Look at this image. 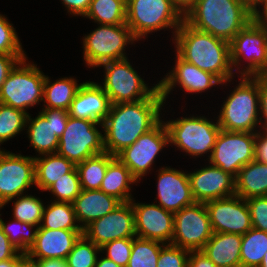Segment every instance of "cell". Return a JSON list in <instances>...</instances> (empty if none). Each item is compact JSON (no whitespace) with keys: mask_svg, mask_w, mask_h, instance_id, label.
I'll return each mask as SVG.
<instances>
[{"mask_svg":"<svg viewBox=\"0 0 267 267\" xmlns=\"http://www.w3.org/2000/svg\"><path fill=\"white\" fill-rule=\"evenodd\" d=\"M165 104L159 88L149 98L138 102L111 104L102 123L105 152L116 156L154 128L164 117L161 115Z\"/></svg>","mask_w":267,"mask_h":267,"instance_id":"1","label":"cell"},{"mask_svg":"<svg viewBox=\"0 0 267 267\" xmlns=\"http://www.w3.org/2000/svg\"><path fill=\"white\" fill-rule=\"evenodd\" d=\"M172 43L183 60L199 69L215 75L222 83L236 76L230 61V44L182 22L176 31Z\"/></svg>","mask_w":267,"mask_h":267,"instance_id":"2","label":"cell"},{"mask_svg":"<svg viewBox=\"0 0 267 267\" xmlns=\"http://www.w3.org/2000/svg\"><path fill=\"white\" fill-rule=\"evenodd\" d=\"M252 19L240 0H197L184 16L193 28L230 42Z\"/></svg>","mask_w":267,"mask_h":267,"instance_id":"3","label":"cell"},{"mask_svg":"<svg viewBox=\"0 0 267 267\" xmlns=\"http://www.w3.org/2000/svg\"><path fill=\"white\" fill-rule=\"evenodd\" d=\"M238 84L230 90L223 104L217 122L221 129L235 132L257 133L260 123V91L253 76H237ZM259 128V129H257Z\"/></svg>","mask_w":267,"mask_h":267,"instance_id":"4","label":"cell"},{"mask_svg":"<svg viewBox=\"0 0 267 267\" xmlns=\"http://www.w3.org/2000/svg\"><path fill=\"white\" fill-rule=\"evenodd\" d=\"M213 120L205 115L190 114L189 117L186 115L164 121L170 146H175L193 158L205 157L208 154L206 159L208 160L221 130L217 118Z\"/></svg>","mask_w":267,"mask_h":267,"instance_id":"5","label":"cell"},{"mask_svg":"<svg viewBox=\"0 0 267 267\" xmlns=\"http://www.w3.org/2000/svg\"><path fill=\"white\" fill-rule=\"evenodd\" d=\"M184 21V16L171 0H127L126 25L135 38L146 39L151 33L172 30V36Z\"/></svg>","mask_w":267,"mask_h":267,"instance_id":"6","label":"cell"},{"mask_svg":"<svg viewBox=\"0 0 267 267\" xmlns=\"http://www.w3.org/2000/svg\"><path fill=\"white\" fill-rule=\"evenodd\" d=\"M83 61L88 68H97L109 61L128 58L126 47L135 46L138 40L126 24L102 25L85 34L83 39Z\"/></svg>","mask_w":267,"mask_h":267,"instance_id":"7","label":"cell"},{"mask_svg":"<svg viewBox=\"0 0 267 267\" xmlns=\"http://www.w3.org/2000/svg\"><path fill=\"white\" fill-rule=\"evenodd\" d=\"M20 60L10 71L0 89V103L24 111L43 101L45 74L37 64Z\"/></svg>","mask_w":267,"mask_h":267,"instance_id":"8","label":"cell"},{"mask_svg":"<svg viewBox=\"0 0 267 267\" xmlns=\"http://www.w3.org/2000/svg\"><path fill=\"white\" fill-rule=\"evenodd\" d=\"M229 44L232 69L235 75L239 73L236 76L267 72V33L261 22L251 20Z\"/></svg>","mask_w":267,"mask_h":267,"instance_id":"9","label":"cell"},{"mask_svg":"<svg viewBox=\"0 0 267 267\" xmlns=\"http://www.w3.org/2000/svg\"><path fill=\"white\" fill-rule=\"evenodd\" d=\"M99 67L104 69V78L98 83L108 95L111 104L138 102L149 98L159 87L158 82L149 86L132 67L129 59L109 61Z\"/></svg>","mask_w":267,"mask_h":267,"instance_id":"10","label":"cell"},{"mask_svg":"<svg viewBox=\"0 0 267 267\" xmlns=\"http://www.w3.org/2000/svg\"><path fill=\"white\" fill-rule=\"evenodd\" d=\"M102 123L69 116L63 135L59 138L57 153L75 166L87 158L105 152Z\"/></svg>","mask_w":267,"mask_h":267,"instance_id":"11","label":"cell"},{"mask_svg":"<svg viewBox=\"0 0 267 267\" xmlns=\"http://www.w3.org/2000/svg\"><path fill=\"white\" fill-rule=\"evenodd\" d=\"M256 134L221 129L208 162L236 178L239 170L255 159Z\"/></svg>","mask_w":267,"mask_h":267,"instance_id":"12","label":"cell"},{"mask_svg":"<svg viewBox=\"0 0 267 267\" xmlns=\"http://www.w3.org/2000/svg\"><path fill=\"white\" fill-rule=\"evenodd\" d=\"M163 120L116 155L139 183L141 178L153 170L156 157L160 156L163 148L170 145L168 130Z\"/></svg>","mask_w":267,"mask_h":267,"instance_id":"13","label":"cell"},{"mask_svg":"<svg viewBox=\"0 0 267 267\" xmlns=\"http://www.w3.org/2000/svg\"><path fill=\"white\" fill-rule=\"evenodd\" d=\"M212 235L213 230L205 203L195 202L174 213V234L171 244L190 251H199Z\"/></svg>","mask_w":267,"mask_h":267,"instance_id":"14","label":"cell"},{"mask_svg":"<svg viewBox=\"0 0 267 267\" xmlns=\"http://www.w3.org/2000/svg\"><path fill=\"white\" fill-rule=\"evenodd\" d=\"M33 185L34 157L0 149V208L7 201L27 193Z\"/></svg>","mask_w":267,"mask_h":267,"instance_id":"15","label":"cell"},{"mask_svg":"<svg viewBox=\"0 0 267 267\" xmlns=\"http://www.w3.org/2000/svg\"><path fill=\"white\" fill-rule=\"evenodd\" d=\"M174 56H176L174 66L158 82V87L164 102H166L169 94L177 87L176 85L188 94L197 95L205 91L209 92L212 87L215 88L218 85L229 87L227 84L233 80L231 79L222 83L215 75L203 71L197 66L183 60L177 53Z\"/></svg>","mask_w":267,"mask_h":267,"instance_id":"16","label":"cell"},{"mask_svg":"<svg viewBox=\"0 0 267 267\" xmlns=\"http://www.w3.org/2000/svg\"><path fill=\"white\" fill-rule=\"evenodd\" d=\"M68 117V111L63 109H42L35 118L28 114L25 132L30 141L29 147L35 149L37 156L57 153Z\"/></svg>","mask_w":267,"mask_h":267,"instance_id":"17","label":"cell"},{"mask_svg":"<svg viewBox=\"0 0 267 267\" xmlns=\"http://www.w3.org/2000/svg\"><path fill=\"white\" fill-rule=\"evenodd\" d=\"M213 232L244 235L252 228L245 199L238 195L205 202Z\"/></svg>","mask_w":267,"mask_h":267,"instance_id":"18","label":"cell"},{"mask_svg":"<svg viewBox=\"0 0 267 267\" xmlns=\"http://www.w3.org/2000/svg\"><path fill=\"white\" fill-rule=\"evenodd\" d=\"M83 235L99 247L113 240L136 237L132 203H120L112 212L86 226Z\"/></svg>","mask_w":267,"mask_h":267,"instance_id":"19","label":"cell"},{"mask_svg":"<svg viewBox=\"0 0 267 267\" xmlns=\"http://www.w3.org/2000/svg\"><path fill=\"white\" fill-rule=\"evenodd\" d=\"M133 206L136 237L170 244L174 234V213L157 203L130 201Z\"/></svg>","mask_w":267,"mask_h":267,"instance_id":"20","label":"cell"},{"mask_svg":"<svg viewBox=\"0 0 267 267\" xmlns=\"http://www.w3.org/2000/svg\"><path fill=\"white\" fill-rule=\"evenodd\" d=\"M157 196L154 200L163 209L176 213L184 207L193 205L188 173L170 166L157 169Z\"/></svg>","mask_w":267,"mask_h":267,"instance_id":"21","label":"cell"},{"mask_svg":"<svg viewBox=\"0 0 267 267\" xmlns=\"http://www.w3.org/2000/svg\"><path fill=\"white\" fill-rule=\"evenodd\" d=\"M195 202L205 203L235 195V177L210 163L188 172Z\"/></svg>","mask_w":267,"mask_h":267,"instance_id":"22","label":"cell"},{"mask_svg":"<svg viewBox=\"0 0 267 267\" xmlns=\"http://www.w3.org/2000/svg\"><path fill=\"white\" fill-rule=\"evenodd\" d=\"M83 230L38 228L34 244L26 252L27 259L35 262L41 259L67 258Z\"/></svg>","mask_w":267,"mask_h":267,"instance_id":"23","label":"cell"},{"mask_svg":"<svg viewBox=\"0 0 267 267\" xmlns=\"http://www.w3.org/2000/svg\"><path fill=\"white\" fill-rule=\"evenodd\" d=\"M111 102L104 89L95 81H85L68 110L69 116L103 123Z\"/></svg>","mask_w":267,"mask_h":267,"instance_id":"24","label":"cell"},{"mask_svg":"<svg viewBox=\"0 0 267 267\" xmlns=\"http://www.w3.org/2000/svg\"><path fill=\"white\" fill-rule=\"evenodd\" d=\"M121 202L100 189L83 190L72 202L76 220L82 230L94 220L112 212Z\"/></svg>","mask_w":267,"mask_h":267,"instance_id":"25","label":"cell"},{"mask_svg":"<svg viewBox=\"0 0 267 267\" xmlns=\"http://www.w3.org/2000/svg\"><path fill=\"white\" fill-rule=\"evenodd\" d=\"M242 235L213 232L201 251L217 267H241Z\"/></svg>","mask_w":267,"mask_h":267,"instance_id":"26","label":"cell"},{"mask_svg":"<svg viewBox=\"0 0 267 267\" xmlns=\"http://www.w3.org/2000/svg\"><path fill=\"white\" fill-rule=\"evenodd\" d=\"M133 184H138V181L132 176L130 170L115 157L108 164L100 190L115 197L121 203H126L133 199L132 191H130Z\"/></svg>","mask_w":267,"mask_h":267,"instance_id":"27","label":"cell"},{"mask_svg":"<svg viewBox=\"0 0 267 267\" xmlns=\"http://www.w3.org/2000/svg\"><path fill=\"white\" fill-rule=\"evenodd\" d=\"M235 194L247 200L267 196V164L254 159L239 170L235 178Z\"/></svg>","mask_w":267,"mask_h":267,"instance_id":"28","label":"cell"},{"mask_svg":"<svg viewBox=\"0 0 267 267\" xmlns=\"http://www.w3.org/2000/svg\"><path fill=\"white\" fill-rule=\"evenodd\" d=\"M35 186L45 192L63 175L69 173L75 165L58 153L34 156Z\"/></svg>","mask_w":267,"mask_h":267,"instance_id":"29","label":"cell"},{"mask_svg":"<svg viewBox=\"0 0 267 267\" xmlns=\"http://www.w3.org/2000/svg\"><path fill=\"white\" fill-rule=\"evenodd\" d=\"M73 77H61L51 82L49 76H45L43 86L42 109H63L68 111L74 97L84 82L78 84Z\"/></svg>","mask_w":267,"mask_h":267,"instance_id":"30","label":"cell"},{"mask_svg":"<svg viewBox=\"0 0 267 267\" xmlns=\"http://www.w3.org/2000/svg\"><path fill=\"white\" fill-rule=\"evenodd\" d=\"M116 156L107 152L87 158L82 163L76 165L79 174L81 188L83 190L100 189L105 177L108 164Z\"/></svg>","mask_w":267,"mask_h":267,"instance_id":"31","label":"cell"},{"mask_svg":"<svg viewBox=\"0 0 267 267\" xmlns=\"http://www.w3.org/2000/svg\"><path fill=\"white\" fill-rule=\"evenodd\" d=\"M43 211L41 225L38 228L82 230L79 226L71 202L48 201Z\"/></svg>","mask_w":267,"mask_h":267,"instance_id":"32","label":"cell"},{"mask_svg":"<svg viewBox=\"0 0 267 267\" xmlns=\"http://www.w3.org/2000/svg\"><path fill=\"white\" fill-rule=\"evenodd\" d=\"M84 18L102 25L126 24V2L124 0H91Z\"/></svg>","mask_w":267,"mask_h":267,"instance_id":"33","label":"cell"},{"mask_svg":"<svg viewBox=\"0 0 267 267\" xmlns=\"http://www.w3.org/2000/svg\"><path fill=\"white\" fill-rule=\"evenodd\" d=\"M267 252V232L251 228L242 235L241 267H258Z\"/></svg>","mask_w":267,"mask_h":267,"instance_id":"34","label":"cell"},{"mask_svg":"<svg viewBox=\"0 0 267 267\" xmlns=\"http://www.w3.org/2000/svg\"><path fill=\"white\" fill-rule=\"evenodd\" d=\"M13 201L12 217L21 222L40 226L43 217L45 203L42 199L31 194H22L14 199L7 201L1 209Z\"/></svg>","mask_w":267,"mask_h":267,"instance_id":"35","label":"cell"},{"mask_svg":"<svg viewBox=\"0 0 267 267\" xmlns=\"http://www.w3.org/2000/svg\"><path fill=\"white\" fill-rule=\"evenodd\" d=\"M1 210V208H0ZM0 214V226L9 241L20 251L26 253L34 244L38 226L11 219L10 223L4 222Z\"/></svg>","mask_w":267,"mask_h":267,"instance_id":"36","label":"cell"},{"mask_svg":"<svg viewBox=\"0 0 267 267\" xmlns=\"http://www.w3.org/2000/svg\"><path fill=\"white\" fill-rule=\"evenodd\" d=\"M163 243L135 237L127 267H157Z\"/></svg>","mask_w":267,"mask_h":267,"instance_id":"37","label":"cell"},{"mask_svg":"<svg viewBox=\"0 0 267 267\" xmlns=\"http://www.w3.org/2000/svg\"><path fill=\"white\" fill-rule=\"evenodd\" d=\"M27 116L22 110L0 103V149L1 144L25 131Z\"/></svg>","mask_w":267,"mask_h":267,"instance_id":"38","label":"cell"},{"mask_svg":"<svg viewBox=\"0 0 267 267\" xmlns=\"http://www.w3.org/2000/svg\"><path fill=\"white\" fill-rule=\"evenodd\" d=\"M100 247L82 235L65 259L67 267H95Z\"/></svg>","mask_w":267,"mask_h":267,"instance_id":"39","label":"cell"},{"mask_svg":"<svg viewBox=\"0 0 267 267\" xmlns=\"http://www.w3.org/2000/svg\"><path fill=\"white\" fill-rule=\"evenodd\" d=\"M46 191L50 192L54 202H73L81 193V183L76 166L58 181L50 186Z\"/></svg>","mask_w":267,"mask_h":267,"instance_id":"40","label":"cell"},{"mask_svg":"<svg viewBox=\"0 0 267 267\" xmlns=\"http://www.w3.org/2000/svg\"><path fill=\"white\" fill-rule=\"evenodd\" d=\"M13 23L5 14H0V54L26 55Z\"/></svg>","mask_w":267,"mask_h":267,"instance_id":"41","label":"cell"},{"mask_svg":"<svg viewBox=\"0 0 267 267\" xmlns=\"http://www.w3.org/2000/svg\"><path fill=\"white\" fill-rule=\"evenodd\" d=\"M135 237L113 240L100 247V253L121 267H127Z\"/></svg>","mask_w":267,"mask_h":267,"instance_id":"42","label":"cell"},{"mask_svg":"<svg viewBox=\"0 0 267 267\" xmlns=\"http://www.w3.org/2000/svg\"><path fill=\"white\" fill-rule=\"evenodd\" d=\"M190 250L173 244H163L157 267H188Z\"/></svg>","mask_w":267,"mask_h":267,"instance_id":"43","label":"cell"},{"mask_svg":"<svg viewBox=\"0 0 267 267\" xmlns=\"http://www.w3.org/2000/svg\"><path fill=\"white\" fill-rule=\"evenodd\" d=\"M252 227L267 232V196L252 197L246 200Z\"/></svg>","mask_w":267,"mask_h":267,"instance_id":"44","label":"cell"},{"mask_svg":"<svg viewBox=\"0 0 267 267\" xmlns=\"http://www.w3.org/2000/svg\"><path fill=\"white\" fill-rule=\"evenodd\" d=\"M260 91V123L261 129L267 130V72L253 75Z\"/></svg>","mask_w":267,"mask_h":267,"instance_id":"45","label":"cell"},{"mask_svg":"<svg viewBox=\"0 0 267 267\" xmlns=\"http://www.w3.org/2000/svg\"><path fill=\"white\" fill-rule=\"evenodd\" d=\"M27 55L0 54V89L15 65Z\"/></svg>","mask_w":267,"mask_h":267,"instance_id":"46","label":"cell"},{"mask_svg":"<svg viewBox=\"0 0 267 267\" xmlns=\"http://www.w3.org/2000/svg\"><path fill=\"white\" fill-rule=\"evenodd\" d=\"M61 2L68 14L84 17L89 9L91 0H61Z\"/></svg>","mask_w":267,"mask_h":267,"instance_id":"47","label":"cell"},{"mask_svg":"<svg viewBox=\"0 0 267 267\" xmlns=\"http://www.w3.org/2000/svg\"><path fill=\"white\" fill-rule=\"evenodd\" d=\"M20 251L9 241L0 226V261L15 258Z\"/></svg>","mask_w":267,"mask_h":267,"instance_id":"48","label":"cell"},{"mask_svg":"<svg viewBox=\"0 0 267 267\" xmlns=\"http://www.w3.org/2000/svg\"><path fill=\"white\" fill-rule=\"evenodd\" d=\"M255 159L267 164V130L260 129L256 134Z\"/></svg>","mask_w":267,"mask_h":267,"instance_id":"49","label":"cell"},{"mask_svg":"<svg viewBox=\"0 0 267 267\" xmlns=\"http://www.w3.org/2000/svg\"><path fill=\"white\" fill-rule=\"evenodd\" d=\"M188 267H217L201 250L190 251Z\"/></svg>","mask_w":267,"mask_h":267,"instance_id":"50","label":"cell"},{"mask_svg":"<svg viewBox=\"0 0 267 267\" xmlns=\"http://www.w3.org/2000/svg\"><path fill=\"white\" fill-rule=\"evenodd\" d=\"M251 12L252 19L255 21L261 22L267 19V0H261L260 3Z\"/></svg>","mask_w":267,"mask_h":267,"instance_id":"51","label":"cell"},{"mask_svg":"<svg viewBox=\"0 0 267 267\" xmlns=\"http://www.w3.org/2000/svg\"><path fill=\"white\" fill-rule=\"evenodd\" d=\"M26 260V253L20 252L15 258L0 261V267H20Z\"/></svg>","mask_w":267,"mask_h":267,"instance_id":"52","label":"cell"},{"mask_svg":"<svg viewBox=\"0 0 267 267\" xmlns=\"http://www.w3.org/2000/svg\"><path fill=\"white\" fill-rule=\"evenodd\" d=\"M179 12L185 16L186 13L194 6L197 0H171Z\"/></svg>","mask_w":267,"mask_h":267,"instance_id":"53","label":"cell"},{"mask_svg":"<svg viewBox=\"0 0 267 267\" xmlns=\"http://www.w3.org/2000/svg\"><path fill=\"white\" fill-rule=\"evenodd\" d=\"M35 264L38 267H67L66 262L61 259H41L36 260Z\"/></svg>","mask_w":267,"mask_h":267,"instance_id":"54","label":"cell"},{"mask_svg":"<svg viewBox=\"0 0 267 267\" xmlns=\"http://www.w3.org/2000/svg\"><path fill=\"white\" fill-rule=\"evenodd\" d=\"M99 256L100 255H98L95 267H121L112 260L106 258L105 255L104 256L101 255V257Z\"/></svg>","mask_w":267,"mask_h":267,"instance_id":"55","label":"cell"},{"mask_svg":"<svg viewBox=\"0 0 267 267\" xmlns=\"http://www.w3.org/2000/svg\"><path fill=\"white\" fill-rule=\"evenodd\" d=\"M250 11H252L261 0H240Z\"/></svg>","mask_w":267,"mask_h":267,"instance_id":"56","label":"cell"},{"mask_svg":"<svg viewBox=\"0 0 267 267\" xmlns=\"http://www.w3.org/2000/svg\"><path fill=\"white\" fill-rule=\"evenodd\" d=\"M20 267H38L35 262H32L30 260H26Z\"/></svg>","mask_w":267,"mask_h":267,"instance_id":"57","label":"cell"},{"mask_svg":"<svg viewBox=\"0 0 267 267\" xmlns=\"http://www.w3.org/2000/svg\"><path fill=\"white\" fill-rule=\"evenodd\" d=\"M258 267H267V252L265 253L262 262Z\"/></svg>","mask_w":267,"mask_h":267,"instance_id":"58","label":"cell"},{"mask_svg":"<svg viewBox=\"0 0 267 267\" xmlns=\"http://www.w3.org/2000/svg\"><path fill=\"white\" fill-rule=\"evenodd\" d=\"M261 23L265 26L266 33H267V19L261 21Z\"/></svg>","mask_w":267,"mask_h":267,"instance_id":"59","label":"cell"}]
</instances>
